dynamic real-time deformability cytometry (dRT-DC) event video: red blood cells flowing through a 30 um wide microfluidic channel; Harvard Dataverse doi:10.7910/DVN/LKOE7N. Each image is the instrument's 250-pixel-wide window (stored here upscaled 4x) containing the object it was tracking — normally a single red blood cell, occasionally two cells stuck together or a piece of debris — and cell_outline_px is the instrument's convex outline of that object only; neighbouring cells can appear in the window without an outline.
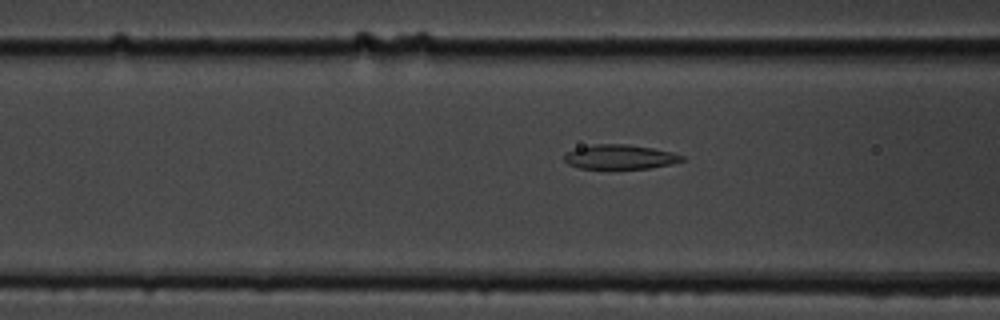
{"species": "common noctule bat (a hibernating species)", "species_latin": "Nyctalus noctula", "temperature_condition": "cold", "stored_images_in_passage": 46, "segment_of_instrument_passage": [1, 2], "camera_frame_rate_fps": 3000, "um_per_image_px": 0.085, "animal": {"sex": "male", "body_mass_g": 19.5, "forearm_length_mm": 54.6}, "frame": {"image": 1, "passage_image": 22, "time_ms": 7.0, "image_size_px": [1000, 320], "cell_outline_px": [[684, 160], [672, 164], [648, 168], [580, 168], [568, 164], [564, 160], [564, 152], [576, 148], [596, 144], [628, 144], [652, 148], [672, 152], [684, 156]], "centroid_in_image_um": [52.68, 13.33], "position_along_channel_um": 113.9, "area_um2": 16.7}}
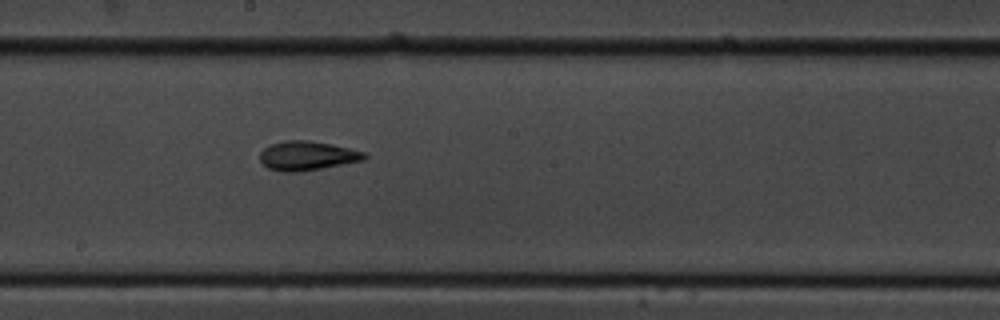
{"frame": {"image": 2, "passage_image": 31, "time_ms": 10.0, "image_size_px": [1000, 320], "cell_outline_px": [[368, 156], [364, 160], [320, 168], [296, 172], [284, 172], [268, 168], [260, 160], [260, 152], [264, 148], [272, 144], [284, 140], [308, 140], [348, 148], [364, 152]], "centroid_in_image_um": [26.08, 13.23], "position_along_channel_um": 222.1, "area_um2": 17.46}}
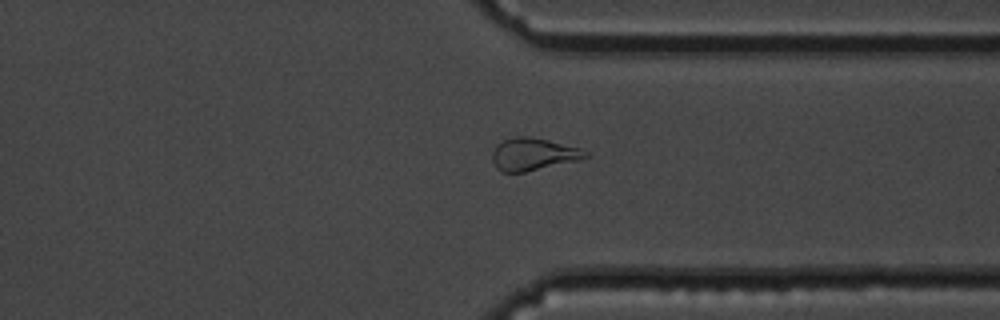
{"frame": {"image": 3, "passage_image": 43, "time_ms": 14.0, "image_size_px": [1000, 320], "cell_outline_px": [[588, 156], [576, 160], [524, 172], [500, 172], [496, 168], [492, 160], [492, 152], [504, 140], [516, 136], [528, 136], [548, 140], [580, 148], [588, 152]], "centroid_in_image_um": [45.29, 13.11], "position_along_channel_um": 366.1, "area_um2": 17.22}}